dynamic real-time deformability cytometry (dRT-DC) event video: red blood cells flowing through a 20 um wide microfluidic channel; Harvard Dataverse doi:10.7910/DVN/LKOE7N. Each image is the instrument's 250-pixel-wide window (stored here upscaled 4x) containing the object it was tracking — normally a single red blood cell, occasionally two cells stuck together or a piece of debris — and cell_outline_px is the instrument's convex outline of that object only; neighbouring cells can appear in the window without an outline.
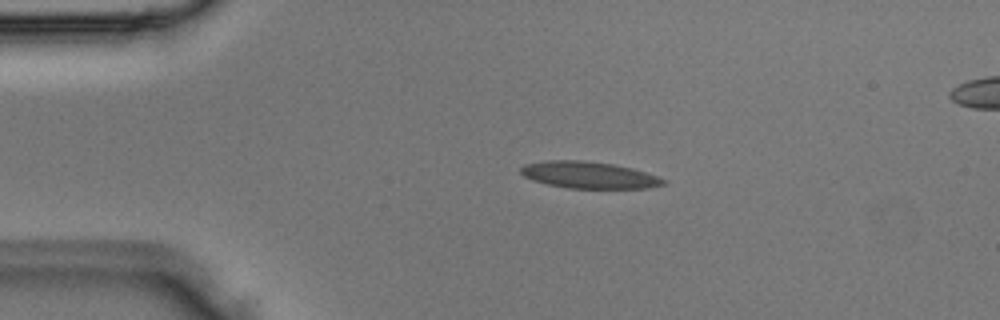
{"species": "Egyptian fruit bat (a non-hibernating species)", "species_latin": "Rousettus aegyptiacus", "temperature_condition": "room temperature", "stored_images_in_passage": 4, "camera_frame_rate_fps": 3000, "um_per_image_px": 0.085, "animal": {"sex": "male"}, "frame": {"image": 1, "passage_image": 3, "time_ms": 0.667, "image_size_px": [1000, 320], "cell_outline_px": [[668, 180], [664, 184], [648, 188], [568, 188], [548, 184], [532, 180], [524, 176], [520, 172], [520, 168], [524, 164], [548, 160], [584, 160], [612, 164], [632, 168]], "centroid_in_image_um": [50.03, 14.87], "position_along_channel_um": 35.0, "area_um2": 22.14}}